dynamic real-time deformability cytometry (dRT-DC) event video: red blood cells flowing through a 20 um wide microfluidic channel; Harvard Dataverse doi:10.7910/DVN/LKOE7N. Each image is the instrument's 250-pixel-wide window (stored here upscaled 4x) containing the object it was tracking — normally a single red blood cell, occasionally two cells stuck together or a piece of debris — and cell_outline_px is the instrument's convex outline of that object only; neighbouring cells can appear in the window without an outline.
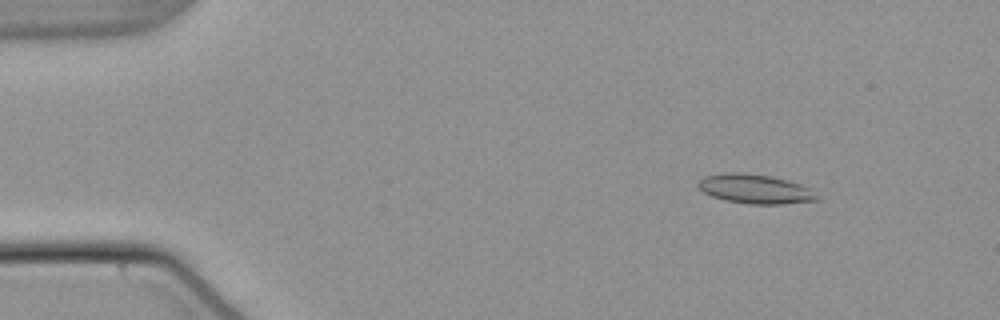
{"species": "common noctule bat (a hibernating species)", "species_latin": "Nyctalus noctula", "temperature_condition": "warm", "stored_images_in_passage": 54, "camera_frame_rate_fps": 3000, "um_per_image_px": 0.085, "animal": {"sex": "male", "body_mass_g": 21.5, "forearm_length_mm": 52.0}, "frame": {"image": 1, "passage_image": 7, "time_ms": 2.0, "image_size_px": [1000, 320], "cell_outline_px": [[820, 200], [784, 204], [748, 204], [724, 200], [712, 196], [696, 188], [696, 184], [704, 176], [724, 172], [736, 172], [772, 176], [788, 180], [812, 188], [820, 196]], "centroid_in_image_um": [64.21, 16.06], "position_along_channel_um": 20.8, "area_um2": 20.69}}
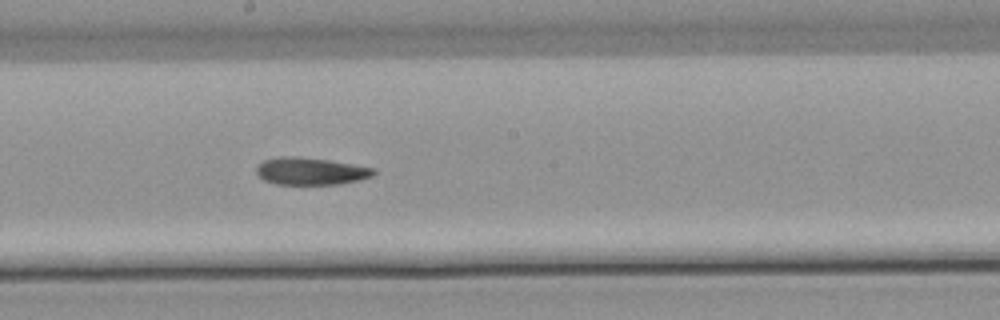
{"frame": {"image": 2, "passage_image": 30, "time_ms": 9.667, "image_size_px": [1000, 320], "cell_outline_px": [[376, 172], [372, 176], [360, 180], [340, 184], [276, 184], [264, 180], [256, 172], [256, 164], [264, 160], [280, 156], [296, 156], [328, 160], [376, 168]], "centroid_in_image_um": [26.4, 14.54], "position_along_channel_um": 221.8, "area_um2": 18.73}}
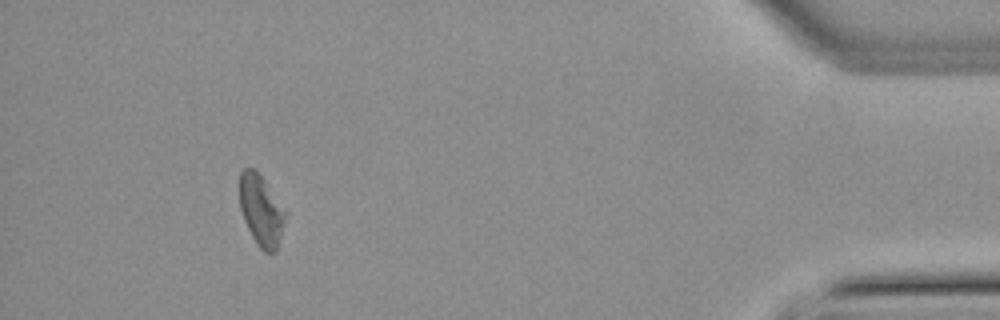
{"frame": {"image": 3, "passage_image": 50, "time_ms": 16.333, "image_size_px": [1000, 320], "cell_outline_px": [[288, 212], [280, 240], [276, 252], [264, 252], [256, 244], [244, 220], [240, 208], [240, 172], [244, 168], [252, 168], [264, 180]], "centroid_in_image_um": [22.23, 17.92], "position_along_channel_um": 413.0, "area_um2": 18.96}}